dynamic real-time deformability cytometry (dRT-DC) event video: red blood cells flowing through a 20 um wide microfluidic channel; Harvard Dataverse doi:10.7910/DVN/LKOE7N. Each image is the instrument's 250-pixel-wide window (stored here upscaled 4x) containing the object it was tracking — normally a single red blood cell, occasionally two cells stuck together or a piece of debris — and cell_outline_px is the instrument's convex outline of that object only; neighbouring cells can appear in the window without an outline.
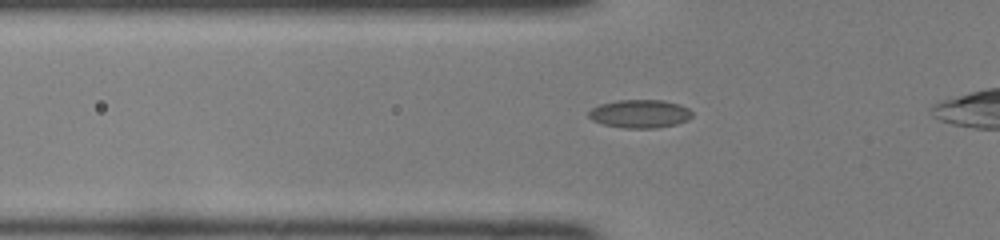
{"species": "common noctule bat (a hibernating species)", "species_latin": "Nyctalus noctula", "temperature_condition": "room temperature", "stored_images_in_passage": 28, "camera_frame_rate_fps": 3000, "um_per_image_px": 0.085, "animal": {"sex": "female", "body_mass_g": 22.0, "forearm_length_mm": 56.7}, "frame": {"image": 1, "passage_image": 2, "time_ms": 0.333, "image_size_px": [1000, 240], "cell_outline_px": [[692, 116], [688, 120], [676, 124], [656, 128], [624, 128], [604, 124], [592, 120], [588, 116], [588, 112], [592, 108], [600, 104], [616, 100], [664, 100], [680, 104], [688, 108], [692, 112]], "centroid_in_image_um": [54.4, 9.66], "position_along_channel_um": 71.4, "area_um2": 17.11}}
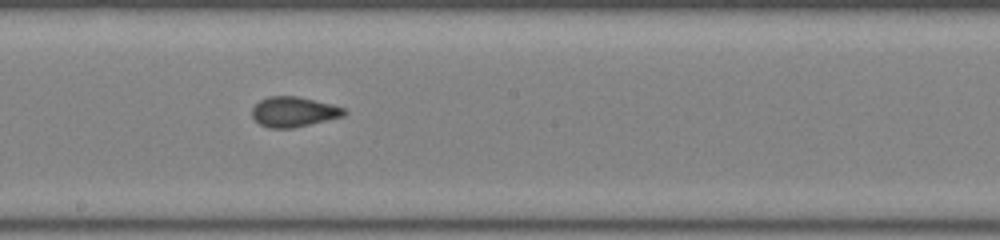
{"frame": {"image": 2, "passage_image": 13, "time_ms": 4.0, "image_size_px": [1000, 240], "cell_outline_px": [[348, 112], [344, 116], [292, 128], [268, 128], [260, 124], [252, 116], [252, 108], [260, 100], [268, 96], [296, 96], [332, 104], [344, 108]], "centroid_in_image_um": [24.96, 9.5], "position_along_channel_um": 223.2, "area_um2": 16.07}}
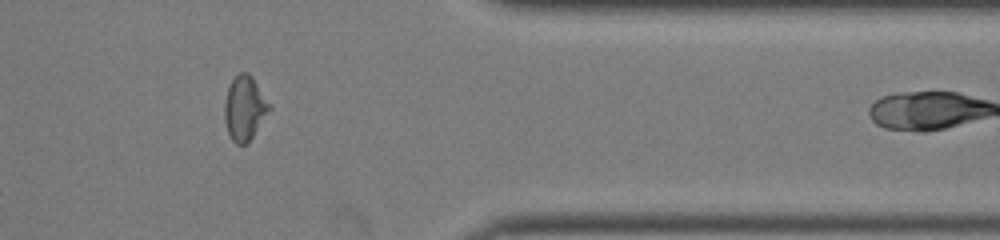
{"frame": {"image": 3, "passage_image": 26, "time_ms": 8.333, "image_size_px": [1000, 240], "cell_outline_px": [[272, 108], [252, 136], [244, 144], [236, 144], [232, 140], [228, 132], [224, 120], [224, 104], [228, 88], [232, 80], [240, 72], [248, 72], [252, 76], [272, 104]], "centroid_in_image_um": [20.81, 9.16], "position_along_channel_um": 390.6, "area_um2": 16.82}}